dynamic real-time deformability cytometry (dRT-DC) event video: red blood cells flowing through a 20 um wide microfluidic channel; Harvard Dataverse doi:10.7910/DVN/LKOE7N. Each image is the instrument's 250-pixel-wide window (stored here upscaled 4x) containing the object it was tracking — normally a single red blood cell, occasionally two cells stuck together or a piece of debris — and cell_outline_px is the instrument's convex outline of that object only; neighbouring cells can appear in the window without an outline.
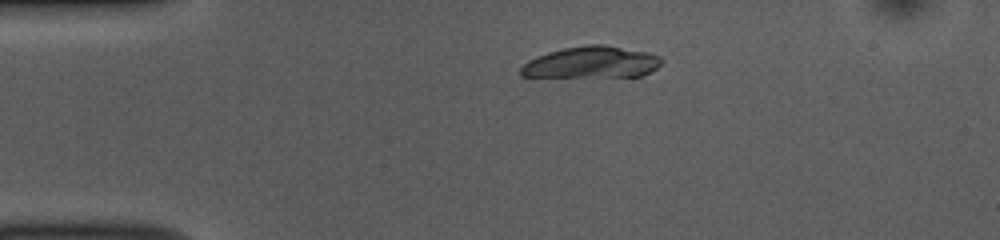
{"species": "common noctule bat (a hibernating species)", "species_latin": "Nyctalus noctula", "temperature_condition": "room temperature", "stored_images_in_passage": 42, "camera_frame_rate_fps": 3000, "um_per_image_px": 0.085, "animal": {"sex": "female", "body_mass_g": 10.0, "forearm_length_mm": 53.1}, "frame": {"image": 1, "passage_image": 1, "time_ms": 0.0, "image_size_px": [1000, 240], "cell_outline_px": [[664, 60], [656, 68], [640, 76], [520, 76], [520, 68], [528, 60], [536, 56], [548, 52], [564, 48], [588, 44], [604, 44], [648, 52], [660, 56]], "centroid_in_image_um": [50.3, 5.28], "position_along_channel_um": 34.7, "area_um2": 25.72}}